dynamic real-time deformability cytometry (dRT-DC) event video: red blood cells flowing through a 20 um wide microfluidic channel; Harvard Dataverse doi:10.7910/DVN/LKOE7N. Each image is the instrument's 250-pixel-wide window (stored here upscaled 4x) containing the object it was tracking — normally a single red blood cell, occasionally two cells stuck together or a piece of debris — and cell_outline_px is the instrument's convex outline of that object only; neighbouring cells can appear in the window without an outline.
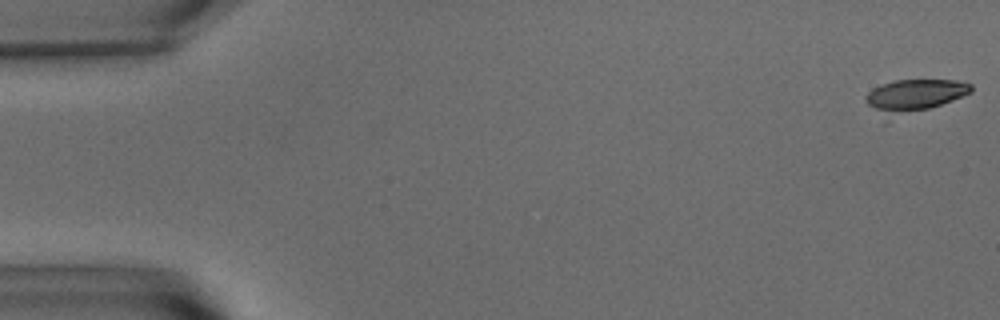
{"species": "common noctule bat (a hibernating species)", "species_latin": "Nyctalus noctula", "temperature_condition": "warm", "stored_images_in_passage": 56, "camera_frame_rate_fps": 3000, "um_per_image_px": 0.085, "animal": {"sex": "male", "body_mass_g": 15.6}, "frame": {"image": 1, "passage_image": 1, "time_ms": 0.0, "image_size_px": [1000, 320], "cell_outline_px": [[972, 92], [952, 100], [884, 124], [864, 100], [864, 96], [872, 88], [896, 80], [956, 80], [972, 84]], "centroid_in_image_um": [77.57, 8.23], "position_along_channel_um": 7.4, "area_um2": 21.04}}
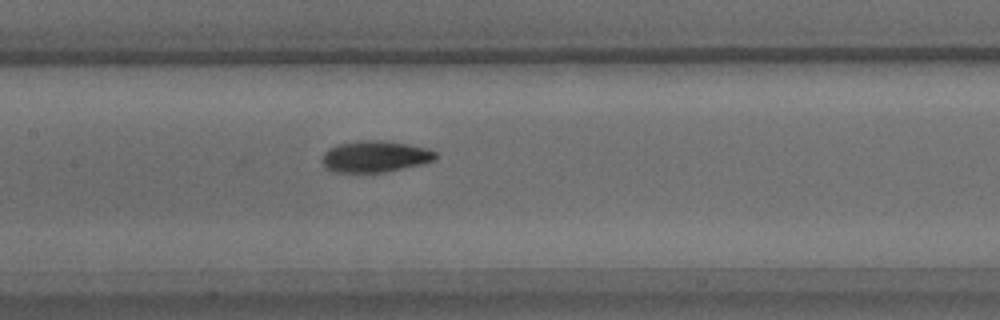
{"frame": {"image": 2, "passage_image": 27, "time_ms": 8.667, "image_size_px": [1000, 320], "cell_outline_px": [[436, 156], [432, 160], [420, 164], [384, 172], [332, 172], [324, 168], [320, 160], [324, 152], [328, 148], [336, 144], [360, 140], [384, 140], [408, 144], [424, 148], [436, 152]], "centroid_in_image_um": [31.77, 13.29], "position_along_channel_um": 175.6, "area_um2": 20.81}}
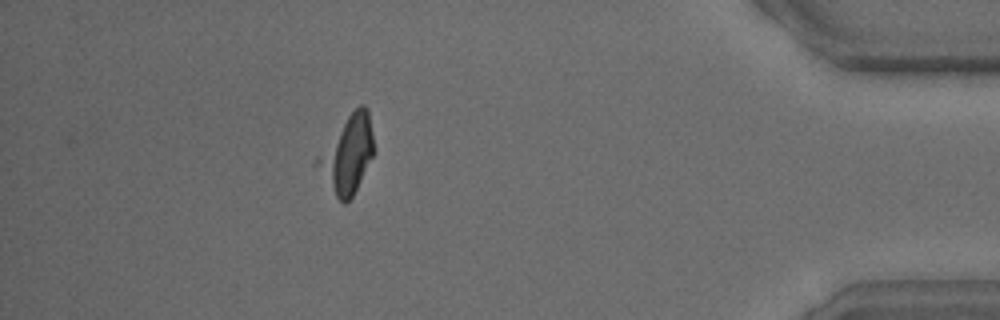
{"frame": {"image": 3, "passage_image": 50, "time_ms": 16.333, "image_size_px": [1000, 320], "cell_outline_px": [[376, 152], [352, 196], [344, 204], [336, 196], [312, 164], [316, 156], [348, 116], [360, 104], [364, 104], [368, 108]], "centroid_in_image_um": [29.53, 13.12], "position_along_channel_um": 405.7, "area_um2": 25.32}, "authors_computed_cell_mechanics": {"area_um2": 20.5768, "velocity_mm_per_s": 3.6135, "shape_relaxation_time_tau1_ms": null, "shape_relaxation_time_tau2_ms": 2.3863, "deformation_change_tau1": null, "deformation_change_tau2": 0.0736}}